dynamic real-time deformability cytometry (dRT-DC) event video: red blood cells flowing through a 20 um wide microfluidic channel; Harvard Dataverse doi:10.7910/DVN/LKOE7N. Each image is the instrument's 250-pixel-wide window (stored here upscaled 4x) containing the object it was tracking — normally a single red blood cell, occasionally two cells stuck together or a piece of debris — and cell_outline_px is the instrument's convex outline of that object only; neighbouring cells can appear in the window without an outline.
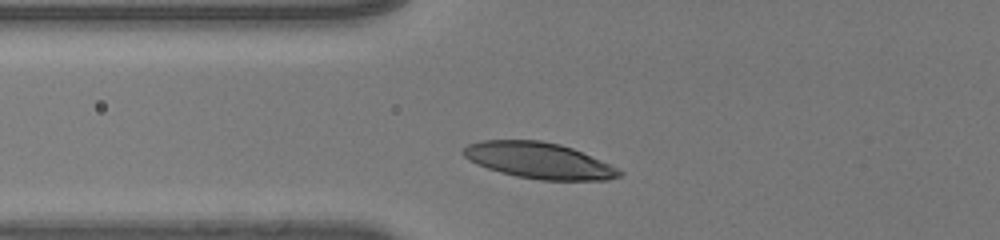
{"species": "human", "species_latin": "Homo sapiens", "temperature_condition": "room temperature", "stored_images_in_passage": 33, "segment_of_instrument_passage": [2, 2], "camera_frame_rate_fps": 3000, "um_per_image_px": 0.085, "donor": {"sex": "male"}, "frame": {"image": 1, "passage_image": 8, "time_ms": 2.333, "image_size_px": [1000, 240], "cell_outline_px": [[624, 172], [620, 176], [608, 180], [540, 180], [516, 176], [500, 172], [476, 164], [468, 160], [460, 152], [468, 144], [480, 140], [540, 140], [560, 144], [572, 148], [620, 168]], "centroid_in_image_um": [45.81, 13.64], "position_along_channel_um": 80.0, "area_um2": 32.95}}
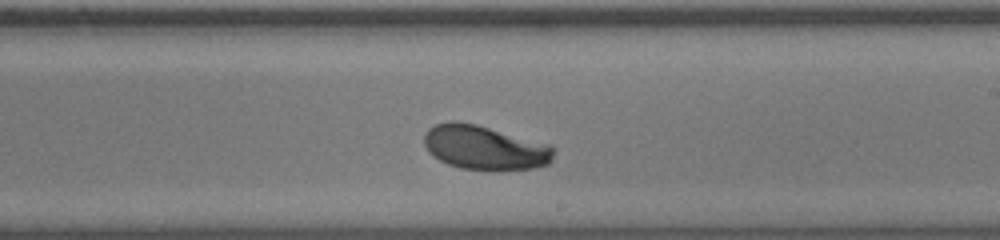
{"frame": {"image": 2, "passage_image": 21, "time_ms": 6.667, "image_size_px": [1000, 240], "cell_outline_px": [[556, 148], [552, 160], [548, 164], [532, 168], [492, 172], [488, 172], [460, 168], [448, 164], [432, 156], [428, 152], [424, 144], [424, 136], [428, 128], [436, 124], [448, 120], [452, 120], [476, 124], [552, 144]], "centroid_in_image_um": [41.22, 12.56], "position_along_channel_um": 247.8, "area_um2": 34.33}}
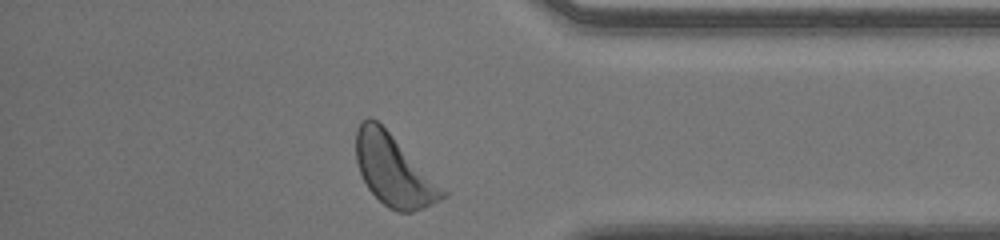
{"frame": {"image": 3, "passage_image": 33, "time_ms": 10.667, "image_size_px": [1000, 240], "cell_outline_px": [[448, 196], [424, 208], [412, 212], [396, 212], [388, 208], [368, 188], [360, 172], [356, 160], [356, 128], [360, 120], [368, 116], [372, 116], [448, 192]], "centroid_in_image_um": [33.45, 14.49], "position_along_channel_um": 401.7, "area_um2": 35.37}}